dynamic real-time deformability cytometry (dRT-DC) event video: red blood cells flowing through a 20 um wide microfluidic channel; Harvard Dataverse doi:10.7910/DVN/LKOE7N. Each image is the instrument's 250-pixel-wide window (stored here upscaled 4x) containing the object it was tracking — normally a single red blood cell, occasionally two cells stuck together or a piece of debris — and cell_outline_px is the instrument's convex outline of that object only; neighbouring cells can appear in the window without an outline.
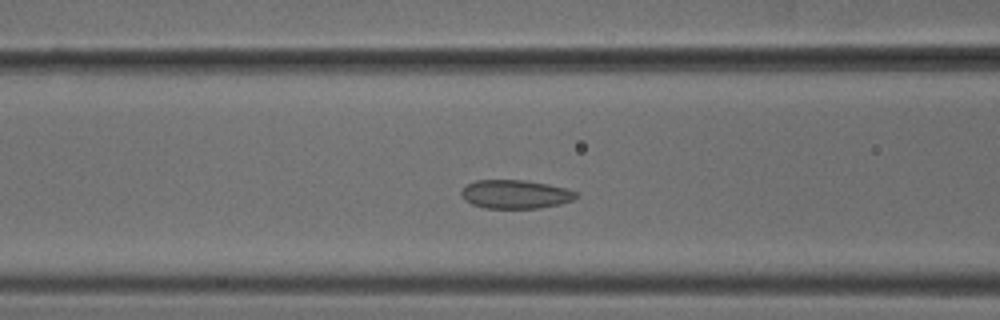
{"species": "common noctule bat (a hibernating species)", "species_latin": "Nyctalus noctula", "temperature_condition": "cold", "stored_images_in_passage": 43, "camera_frame_rate_fps": 3000, "um_per_image_px": 0.085, "animal": {"sex": "male", "body_mass_g": 18.8}, "frame": {"image": 1, "passage_image": 12, "time_ms": 3.667, "image_size_px": [1000, 320], "cell_outline_px": [[580, 196], [572, 200], [560, 204], [540, 208], [484, 208], [472, 204], [464, 200], [460, 196], [460, 192], [464, 184], [476, 180], [524, 180], [548, 184], [564, 188], [576, 192]], "centroid_in_image_um": [43.76, 16.51], "position_along_channel_um": 122.8, "area_um2": 19.36}}
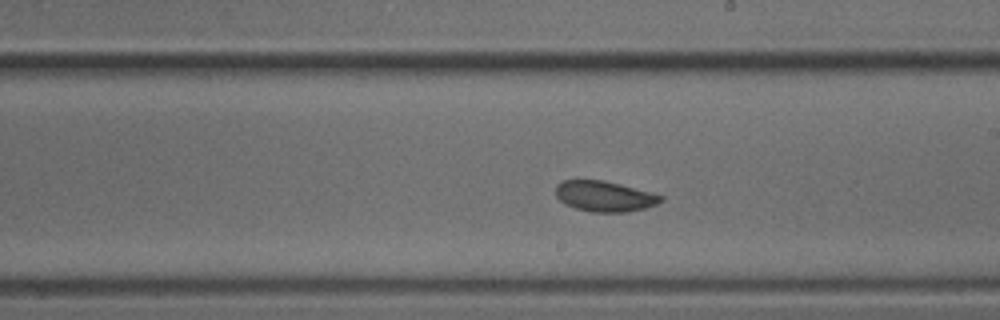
{"frame": {"image": 2, "passage_image": 21, "time_ms": 6.667, "image_size_px": [1000, 320], "cell_outline_px": [[664, 200], [656, 204], [644, 208], [624, 212], [592, 212], [576, 208], [564, 204], [556, 196], [556, 184], [560, 180], [604, 180], [620, 184], [664, 196]], "centroid_in_image_um": [51.35, 16.67], "position_along_channel_um": 237.6, "area_um2": 18.67}}
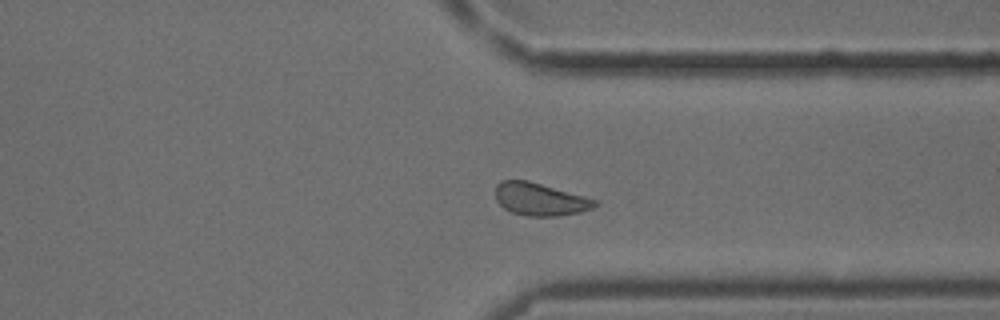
{"frame": {"image": 3, "passage_image": 31, "time_ms": 10.0, "image_size_px": [1000, 320], "cell_outline_px": [[600, 204], [592, 208], [580, 212], [560, 216], [528, 216], [512, 212], [504, 208], [496, 200], [496, 184], [500, 180], [528, 180], [584, 196], [596, 200]], "centroid_in_image_um": [45.9, 16.93], "position_along_channel_um": 365.5, "area_um2": 18.9}, "authors_computed_cell_mechanics": {"area_um2": 19.1318, "velocity_mm_per_s": 3.8301, "shape_relaxation_time_tau1_ms": 8.958, "shape_relaxation_time_tau2_ms": null, "deformation_change_tau1": 0.1172, "deformation_change_tau2": null}}